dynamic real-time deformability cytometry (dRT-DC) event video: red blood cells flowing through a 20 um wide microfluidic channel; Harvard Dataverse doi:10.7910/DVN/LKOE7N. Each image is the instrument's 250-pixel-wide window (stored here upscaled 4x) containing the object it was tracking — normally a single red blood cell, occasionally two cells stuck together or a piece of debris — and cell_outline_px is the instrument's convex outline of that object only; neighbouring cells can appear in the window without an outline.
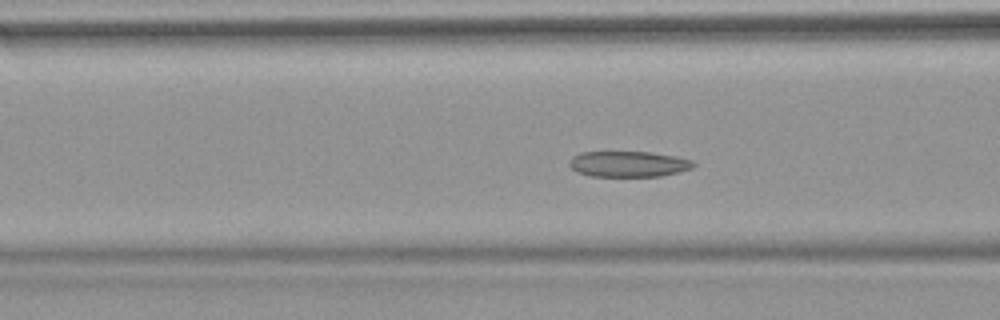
{"species": "common noctule bat (a hibernating species)", "species_latin": "Nyctalus noctula", "temperature_condition": "warm", "stored_images_in_passage": 54, "camera_frame_rate_fps": 3000, "um_per_image_px": 0.085, "animal": {"sex": "female", "body_mass_g": 18.4}, "frame": {"image": 1, "passage_image": 22, "time_ms": 7.0, "image_size_px": [1000, 320], "cell_outline_px": [[696, 164], [692, 168], [680, 172], [660, 176], [588, 176], [576, 172], [568, 164], [568, 160], [572, 156], [580, 152], [652, 152], [676, 156], [692, 160]], "centroid_in_image_um": [53.4, 13.94], "position_along_channel_um": 113.2, "area_um2": 18.84}}
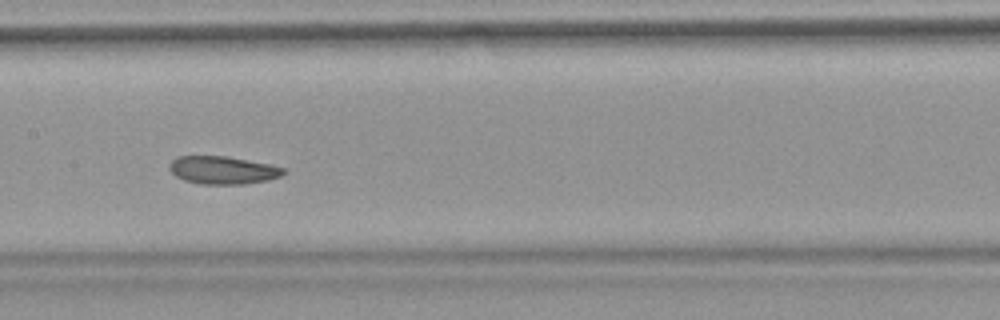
{"frame": {"image": 2, "passage_image": 28, "time_ms": 9.0, "image_size_px": [1000, 320], "cell_outline_px": [[288, 172], [280, 176], [268, 180], [244, 184], [200, 184], [184, 180], [176, 176], [168, 168], [168, 164], [176, 156], [224, 156], [272, 164], [284, 168]], "centroid_in_image_um": [18.94, 14.46], "position_along_channel_um": 188.5, "area_um2": 18.67}}
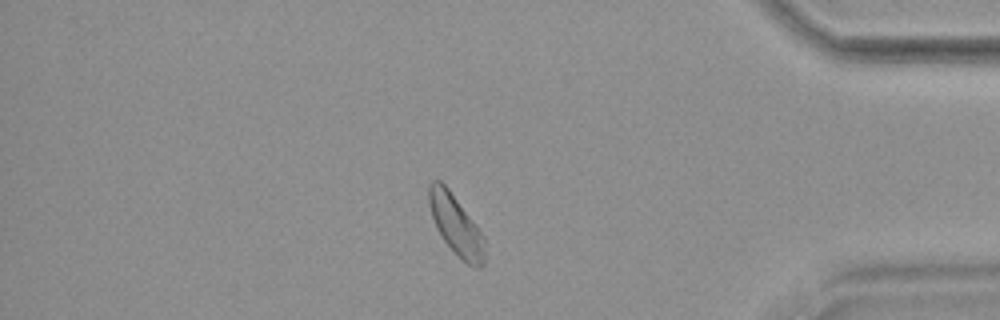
{"frame": {"image": 3, "passage_image": 47, "time_ms": 15.333, "image_size_px": [1000, 320], "cell_outline_px": [[484, 264], [480, 268], [472, 268], [444, 240], [436, 228], [428, 204], [428, 184], [432, 180], [440, 180], [448, 188], [484, 236]], "centroid_in_image_um": [38.73, 19.1], "position_along_channel_um": 396.5, "area_um2": 19.13}, "authors_computed_cell_mechanics": {"area_um2": 19.6231, "velocity_mm_per_s": 3.7788, "shape_relaxation_time_tau1_ms": 7.7885, "shape_relaxation_time_tau2_ms": 3.6154, "deformation_change_tau1": 0.0808, "deformation_change_tau2": 0.0966}}